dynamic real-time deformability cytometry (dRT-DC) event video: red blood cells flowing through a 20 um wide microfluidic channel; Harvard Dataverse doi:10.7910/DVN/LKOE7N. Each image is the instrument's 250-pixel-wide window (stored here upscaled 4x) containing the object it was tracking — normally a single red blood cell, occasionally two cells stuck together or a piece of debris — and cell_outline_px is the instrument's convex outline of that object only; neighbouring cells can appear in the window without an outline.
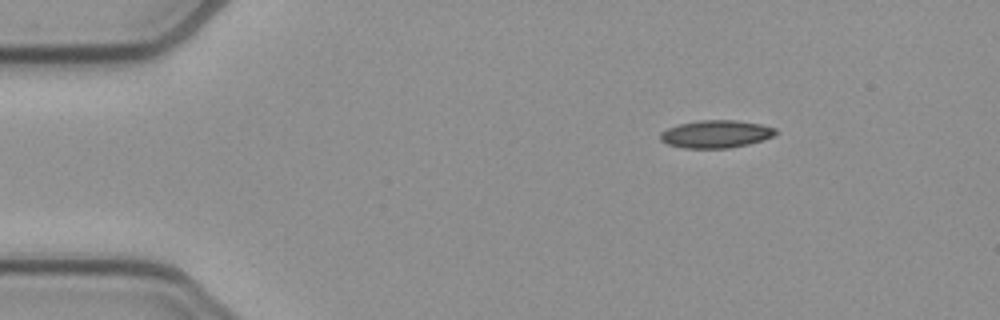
{"species": "common noctule bat (a hibernating species)", "species_latin": "Nyctalus noctula", "temperature_condition": "cold", "stored_images_in_passage": 45, "camera_frame_rate_fps": 3000, "um_per_image_px": 0.085, "animal": {"sex": "female", "body_mass_g": 21.9}, "frame": {"image": 1, "passage_image": 1, "time_ms": 0.0, "image_size_px": [1000, 320], "cell_outline_px": [[780, 132], [764, 140], [748, 144], [728, 148], [684, 148], [668, 144], [660, 140], [660, 132], [668, 128], [680, 124], [700, 120], [736, 120], [760, 124], [776, 128]], "centroid_in_image_um": [60.88, 11.39], "position_along_channel_um": 24.1, "area_um2": 18.61}}
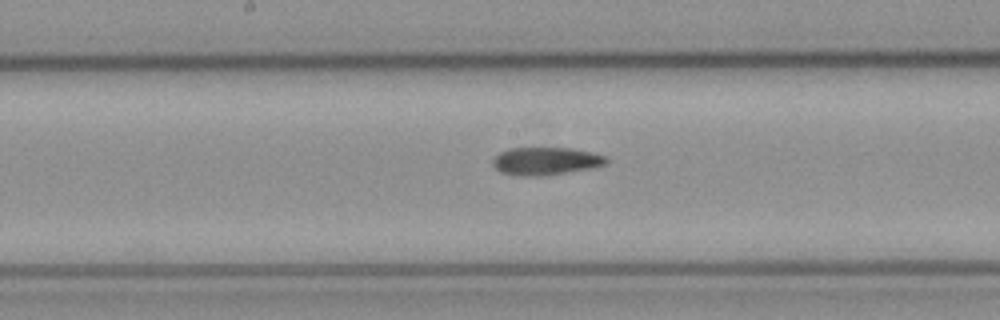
{"frame": {"image": 2, "passage_image": 20, "time_ms": 6.333, "image_size_px": [1000, 320], "cell_outline_px": [[608, 160], [604, 164], [588, 168], [544, 176], [520, 176], [500, 172], [492, 164], [492, 160], [500, 152], [508, 148], [572, 148], [592, 152], [604, 156]], "centroid_in_image_um": [46.33, 13.69], "position_along_channel_um": 201.9, "area_um2": 18.21}}
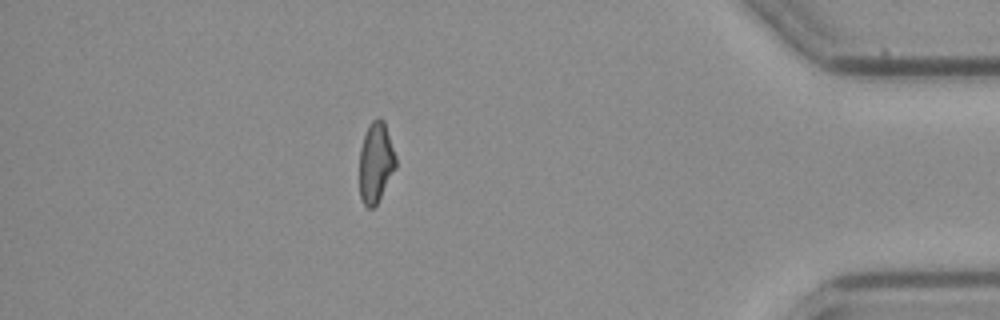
{"frame": {"image": 3, "passage_image": 39, "time_ms": 12.667, "image_size_px": [1000, 320], "cell_outline_px": [[396, 168], [376, 204], [372, 208], [368, 208], [364, 204], [360, 196], [360, 148], [368, 124], [376, 116], [380, 116], [384, 120], [396, 156]], "centroid_in_image_um": [31.95, 13.75], "position_along_channel_um": 403.3, "area_um2": 17.05}, "authors_computed_cell_mechanics": {"area_um2": 18.3226, "velocity_mm_per_s": 3.9097, "shape_relaxation_time_tau1_ms": 11.2937, "shape_relaxation_time_tau2_ms": null, "deformation_change_tau1": 0.2155, "deformation_change_tau2": null}}